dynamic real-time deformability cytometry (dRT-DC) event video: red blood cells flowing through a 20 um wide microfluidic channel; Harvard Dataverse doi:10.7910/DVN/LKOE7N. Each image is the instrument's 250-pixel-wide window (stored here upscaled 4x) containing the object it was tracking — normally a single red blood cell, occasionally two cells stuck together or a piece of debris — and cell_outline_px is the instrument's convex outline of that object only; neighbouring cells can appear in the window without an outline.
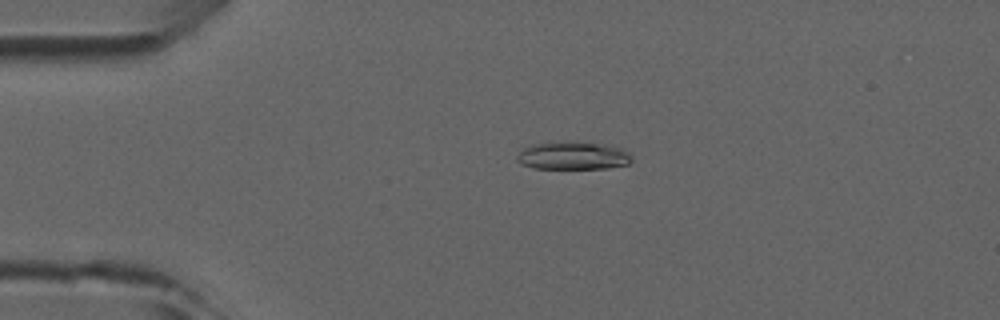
{"species": "common noctule bat (a hibernating species)", "species_latin": "Nyctalus noctula", "temperature_condition": "room temperature", "stored_images_in_passage": 5, "camera_frame_rate_fps": 3000, "um_per_image_px": 0.085, "animal": {"sex": "male", "forearm_length_mm": 52.5}, "frame": {"image": 1, "passage_image": 4, "time_ms": 3.333, "image_size_px": [1000, 320], "cell_outline_px": [[632, 160], [628, 164], [608, 168], [536, 168], [520, 164], [516, 160], [516, 156], [524, 148], [532, 144], [564, 140], [572, 140], [612, 144], [624, 148], [632, 156]], "centroid_in_image_um": [48.75, 13.19], "position_along_channel_um": 36.3, "area_um2": 19.31}}